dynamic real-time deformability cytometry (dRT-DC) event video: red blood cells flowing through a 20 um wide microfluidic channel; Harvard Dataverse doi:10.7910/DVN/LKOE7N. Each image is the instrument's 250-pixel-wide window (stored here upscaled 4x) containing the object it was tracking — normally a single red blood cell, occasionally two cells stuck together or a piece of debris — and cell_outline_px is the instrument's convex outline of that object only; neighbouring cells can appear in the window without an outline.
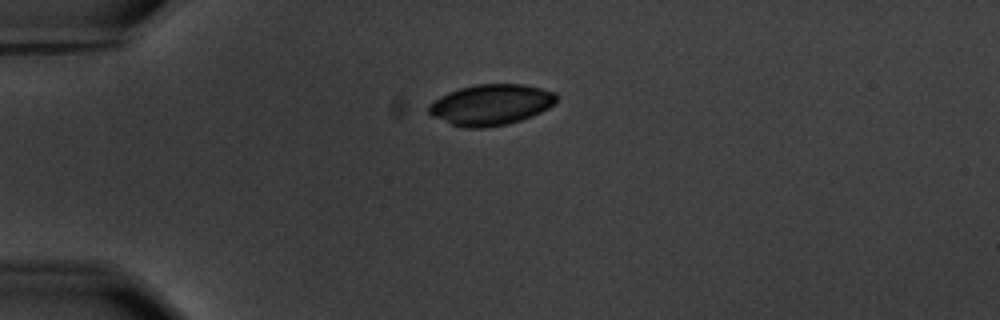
{"species": "common noctule bat (a hibernating species)", "species_latin": "Nyctalus noctula", "temperature_condition": "warm", "stored_images_in_passage": 2, "segment_of_instrument_passage": [1, 2], "camera_frame_rate_fps": 3000, "um_per_image_px": 0.085, "animal": {"sex": "male", "body_mass_g": 20.1, "forearm_length_mm": 53.5}, "frame": {"image": 1, "passage_image": 1, "time_ms": 0.0, "image_size_px": [1000, 320], "cell_outline_px": [[560, 96], [548, 108], [532, 116], [508, 124], [484, 128], [464, 128], [452, 124], [432, 116], [428, 112], [428, 104], [432, 100], [448, 92], [460, 88], [476, 84], [524, 84], [556, 92]], "centroid_in_image_um": [41.72, 8.9], "position_along_channel_um": 43.3, "area_um2": 30.52}}